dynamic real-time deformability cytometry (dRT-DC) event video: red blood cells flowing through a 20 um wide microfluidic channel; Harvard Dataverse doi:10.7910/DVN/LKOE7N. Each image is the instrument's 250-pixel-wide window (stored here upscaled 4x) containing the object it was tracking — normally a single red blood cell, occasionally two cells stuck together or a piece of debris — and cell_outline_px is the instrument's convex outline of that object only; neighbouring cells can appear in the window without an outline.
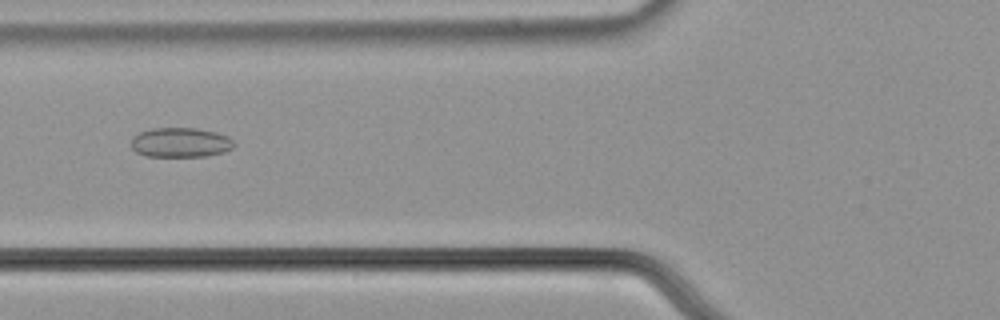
{"species": "common noctule bat (a hibernating species)", "species_latin": "Nyctalus noctula", "temperature_condition": "cold", "stored_images_in_passage": 38, "camera_frame_rate_fps": 3000, "um_per_image_px": 0.085, "animal": {"sex": "male", "body_mass_g": 21.5, "forearm_length_mm": 52.0}, "frame": {"image": 1, "passage_image": 4, "time_ms": 1.0, "image_size_px": [1000, 320], "cell_outline_px": [[236, 144], [232, 148], [224, 152], [208, 156], [148, 156], [136, 152], [132, 148], [132, 136], [140, 132], [152, 128], [196, 128], [216, 132], [228, 136]], "centroid_in_image_um": [15.36, 12.1], "position_along_channel_um": 110.4, "area_um2": 17.8}}
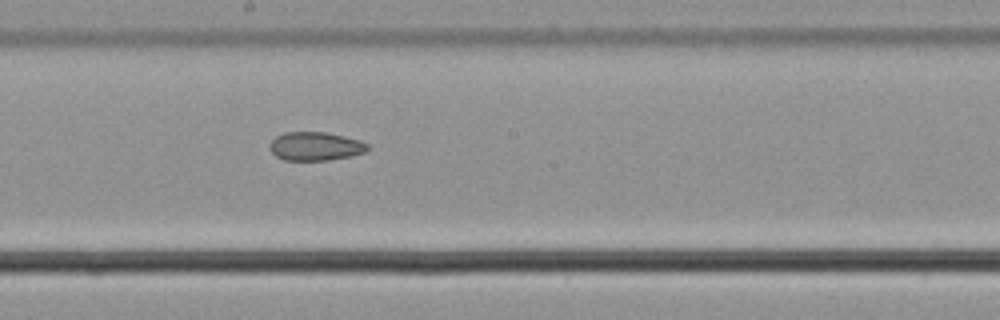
{"frame": {"image": 2, "passage_image": 13, "time_ms": 4.0, "image_size_px": [1000, 320], "cell_outline_px": [[368, 148], [364, 152], [352, 156], [328, 160], [284, 160], [276, 156], [268, 148], [268, 144], [276, 136], [284, 132], [324, 132], [344, 136], [360, 140], [368, 144]], "centroid_in_image_um": [26.78, 12.43], "position_along_channel_um": 221.4, "area_um2": 16.36}}
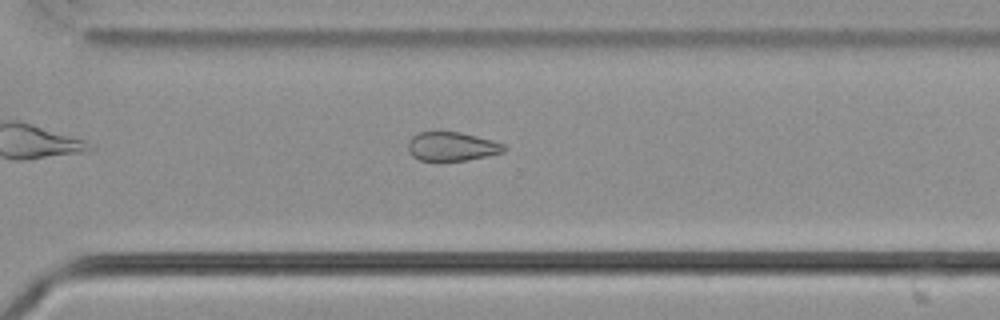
{"frame": {"image": 3, "passage_image": 22, "time_ms": 7.0, "image_size_px": [1000, 320], "cell_outline_px": [[508, 148], [504, 152], [488, 156], [468, 160], [420, 160], [412, 156], [408, 152], [408, 140], [412, 136], [420, 132], [460, 132], [492, 140], [504, 144]], "centroid_in_image_um": [38.42, 12.45], "position_along_channel_um": 332.2, "area_um2": 16.18}}